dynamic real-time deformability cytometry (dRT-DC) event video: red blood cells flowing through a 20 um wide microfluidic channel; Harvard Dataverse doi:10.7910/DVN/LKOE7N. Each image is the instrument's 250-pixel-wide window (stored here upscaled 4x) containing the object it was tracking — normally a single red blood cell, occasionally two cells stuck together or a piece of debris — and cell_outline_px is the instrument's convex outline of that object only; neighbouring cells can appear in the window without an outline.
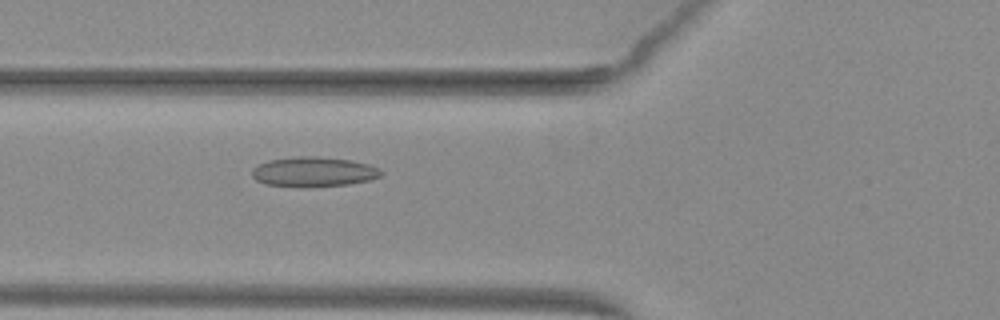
{"species": "common noctule bat (a hibernating species)", "species_latin": "Nyctalus noctula", "temperature_condition": "warm", "stored_images_in_passage": 40, "camera_frame_rate_fps": 3000, "um_per_image_px": 0.085, "animal": {"sex": "female", "body_mass_g": 29.2, "forearm_length_mm": 56.3}, "frame": {"image": 1, "passage_image": 14, "time_ms": 4.333, "image_size_px": [1000, 320], "cell_outline_px": [[384, 172], [380, 176], [372, 180], [348, 184], [312, 188], [300, 188], [264, 184], [256, 180], [252, 176], [252, 168], [268, 160], [296, 156], [316, 156], [352, 160], [368, 164], [380, 168]], "centroid_in_image_um": [26.67, 14.62], "position_along_channel_um": 99.1, "area_um2": 23.0}}
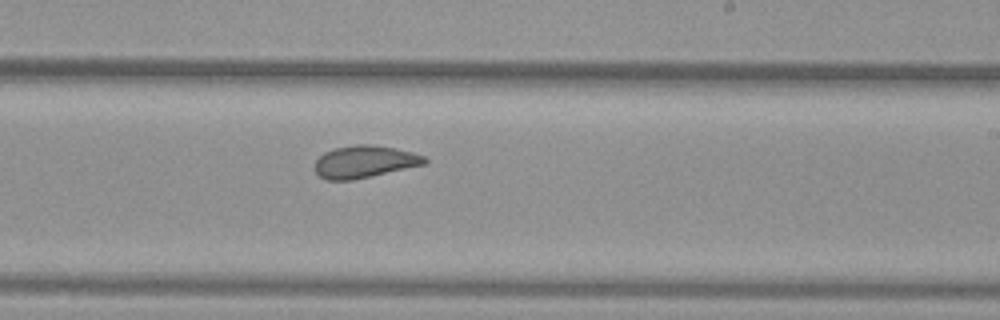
{"frame": {"image": 2, "passage_image": 26, "time_ms": 8.333, "image_size_px": [1000, 320], "cell_outline_px": [[428, 164], [352, 180], [328, 180], [320, 176], [312, 168], [316, 160], [324, 152], [336, 148], [356, 144], [368, 144], [396, 148], [412, 152], [424, 156], [428, 160]], "centroid_in_image_um": [30.99, 13.75], "position_along_channel_um": 258.0, "area_um2": 20.75}}
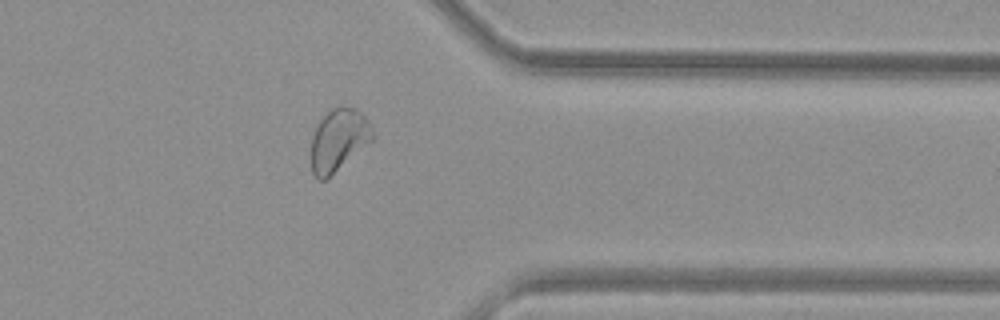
{"frame": {"image": 3, "passage_image": 36, "time_ms": 11.667, "image_size_px": [1000, 320], "cell_outline_px": [[376, 136], [372, 140], [324, 180], [316, 180], [312, 172], [312, 136], [320, 120], [332, 108], [356, 108], [368, 120]], "centroid_in_image_um": [28.78, 11.9], "position_along_channel_um": 382.6, "area_um2": 21.68}, "authors_computed_cell_mechanics": {"area_um2": 21.4149, "velocity_mm_per_s": 3.9689, "shape_relaxation_time_tau1_ms": 8.8038, "shape_relaxation_time_tau2_ms": 1.3937, "deformation_change_tau1": 0.1735, "deformation_change_tau2": 0.073}}